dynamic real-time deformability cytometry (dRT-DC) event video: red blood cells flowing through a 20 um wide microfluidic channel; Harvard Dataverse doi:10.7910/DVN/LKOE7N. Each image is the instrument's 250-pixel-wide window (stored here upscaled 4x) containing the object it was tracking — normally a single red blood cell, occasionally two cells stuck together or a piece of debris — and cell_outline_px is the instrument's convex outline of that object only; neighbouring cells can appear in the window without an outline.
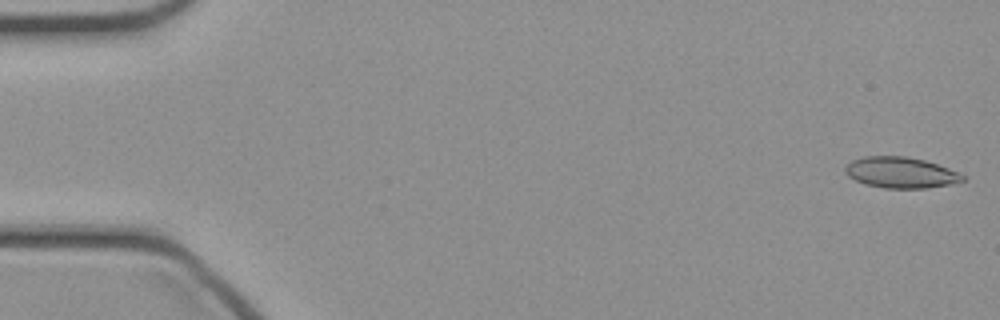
{"species": "common noctule bat (a hibernating species)", "species_latin": "Nyctalus noctula", "temperature_condition": "cold", "stored_images_in_passage": 42, "camera_frame_rate_fps": 3000, "um_per_image_px": 0.085, "animal": {"sex": "female", "body_mass_g": 21.9}, "frame": {"image": 1, "passage_image": 1, "time_ms": 0.0, "image_size_px": [1000, 320], "cell_outline_px": [[964, 180], [952, 184], [924, 188], [884, 188], [864, 184], [848, 176], [844, 172], [844, 168], [852, 160], [864, 156], [908, 156], [924, 160], [960, 172], [964, 176]], "centroid_in_image_um": [76.55, 14.66], "position_along_channel_um": 8.5, "area_um2": 21.21}}
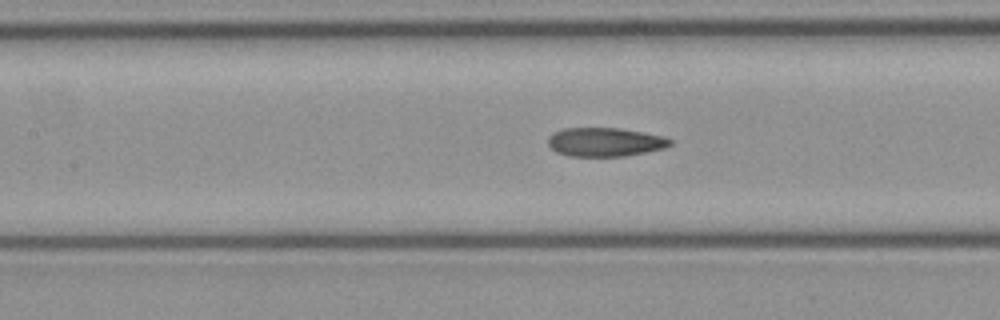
{"frame": {"image": 2, "passage_image": 21, "time_ms": 6.667, "image_size_px": [1000, 320], "cell_outline_px": [[672, 144], [664, 148], [624, 156], [568, 156], [556, 152], [548, 144], [548, 136], [552, 132], [564, 128], [620, 128], [664, 136], [672, 140]], "centroid_in_image_um": [51.4, 12.06], "position_along_channel_um": 156.0, "area_um2": 20.52}}
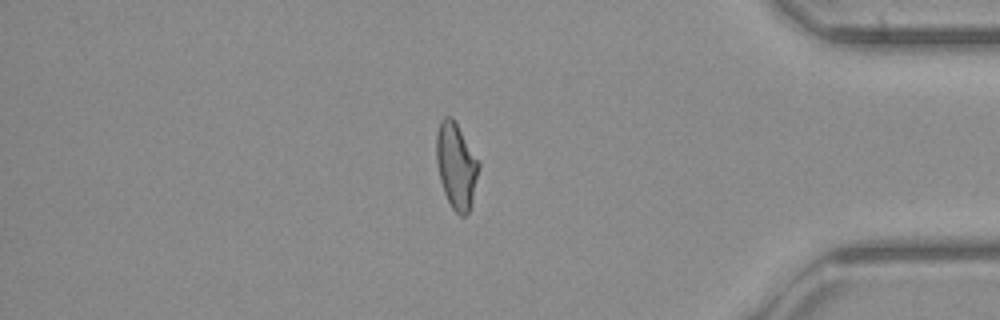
{"frame": {"image": 3, "passage_image": 40, "time_ms": 13.0, "image_size_px": [1000, 320], "cell_outline_px": [[480, 168], [472, 204], [468, 212], [464, 216], [460, 216], [452, 208], [444, 192], [440, 180], [436, 160], [436, 132], [440, 120], [444, 116], [452, 116], [480, 160]], "centroid_in_image_um": [38.8, 14.06], "position_along_channel_um": 396.4, "area_um2": 21.62}}